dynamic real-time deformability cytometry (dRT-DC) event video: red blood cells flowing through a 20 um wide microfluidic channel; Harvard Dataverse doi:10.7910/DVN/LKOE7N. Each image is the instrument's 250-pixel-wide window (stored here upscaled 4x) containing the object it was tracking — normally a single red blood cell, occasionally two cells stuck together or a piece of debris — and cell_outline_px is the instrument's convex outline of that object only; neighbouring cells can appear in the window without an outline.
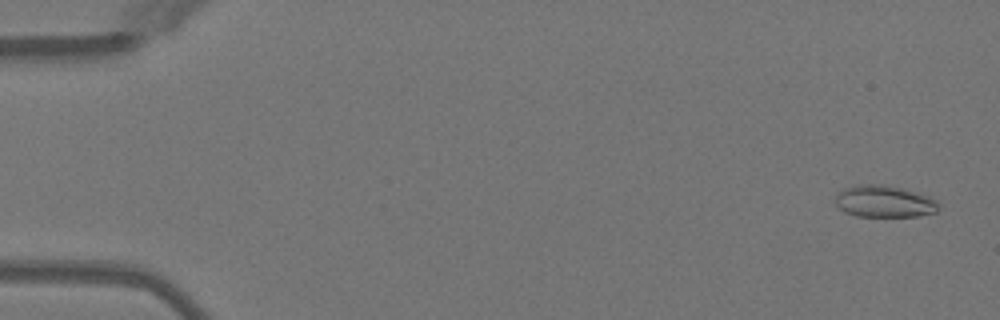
{"species": "Egyptian fruit bat (a non-hibernating species)", "species_latin": "Rousettus aegyptiacus", "temperature_condition": "warm", "stored_images_in_passage": 50, "camera_frame_rate_fps": 3000, "um_per_image_px": 0.085, "animal": {"sex": "female"}, "frame": {"image": 1, "passage_image": 2, "time_ms": 0.333, "image_size_px": [1000, 320], "cell_outline_px": [[940, 208], [936, 212], [920, 216], [856, 216], [844, 212], [836, 204], [836, 196], [844, 188], [856, 184], [880, 184], [900, 188], [928, 196], [936, 200], [940, 204]], "centroid_in_image_um": [75.17, 17.13], "position_along_channel_um": 9.8, "area_um2": 19.13}}
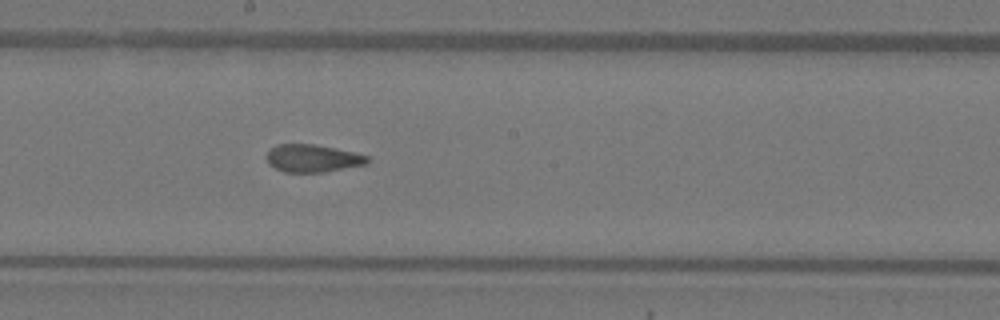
{"frame": {"image": 2, "passage_image": 28, "time_ms": 9.0, "image_size_px": [1000, 320], "cell_outline_px": [[372, 160], [368, 164], [324, 172], [284, 172], [268, 164], [264, 156], [276, 144], [316, 144], [352, 152], [368, 156]], "centroid_in_image_um": [26.57, 13.46], "position_along_channel_um": 221.6, "area_um2": 16.36}}
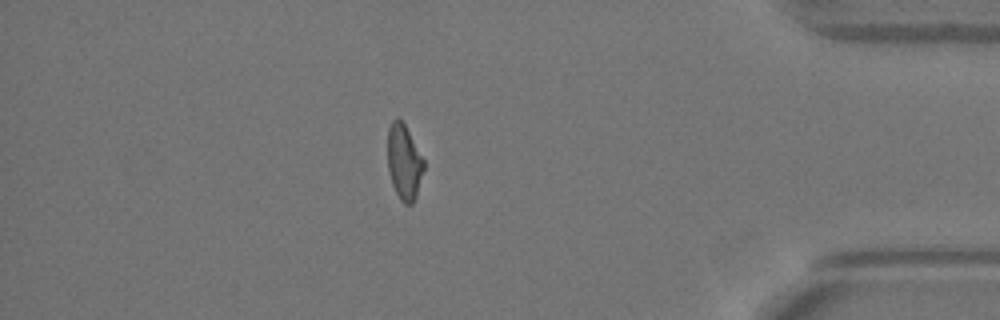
{"frame": {"image": 3, "passage_image": 44, "time_ms": 14.333, "image_size_px": [1000, 320], "cell_outline_px": [[424, 168], [416, 196], [412, 204], [404, 204], [400, 200], [392, 184], [388, 168], [388, 128], [392, 120], [396, 116], [404, 124], [424, 160]], "centroid_in_image_um": [34.34, 13.78], "position_along_channel_um": 400.9, "area_um2": 15.66}, "authors_computed_cell_mechanics": {"area_um2": 17.0221, "velocity_mm_per_s": 4.0493, "shape_relaxation_time_tau1_ms": 8.1472, "shape_relaxation_time_tau2_ms": 0.9592, "deformation_change_tau1": 0.196, "deformation_change_tau2": 0.0584}}